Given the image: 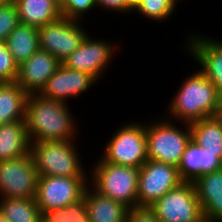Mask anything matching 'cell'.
<instances>
[{
	"instance_id": "obj_1",
	"label": "cell",
	"mask_w": 222,
	"mask_h": 222,
	"mask_svg": "<svg viewBox=\"0 0 222 222\" xmlns=\"http://www.w3.org/2000/svg\"><path fill=\"white\" fill-rule=\"evenodd\" d=\"M71 111L68 103L29 94L25 120L30 142L76 140L79 128Z\"/></svg>"
},
{
	"instance_id": "obj_2",
	"label": "cell",
	"mask_w": 222,
	"mask_h": 222,
	"mask_svg": "<svg viewBox=\"0 0 222 222\" xmlns=\"http://www.w3.org/2000/svg\"><path fill=\"white\" fill-rule=\"evenodd\" d=\"M196 71L182 79L179 90L166 107L167 119L191 124L215 115L219 94L212 82L199 69Z\"/></svg>"
},
{
	"instance_id": "obj_3",
	"label": "cell",
	"mask_w": 222,
	"mask_h": 222,
	"mask_svg": "<svg viewBox=\"0 0 222 222\" xmlns=\"http://www.w3.org/2000/svg\"><path fill=\"white\" fill-rule=\"evenodd\" d=\"M76 143L75 140L32 142L30 155L38 175L89 176Z\"/></svg>"
},
{
	"instance_id": "obj_4",
	"label": "cell",
	"mask_w": 222,
	"mask_h": 222,
	"mask_svg": "<svg viewBox=\"0 0 222 222\" xmlns=\"http://www.w3.org/2000/svg\"><path fill=\"white\" fill-rule=\"evenodd\" d=\"M93 163L88 173L89 185L94 190L128 208L137 206L139 168L105 162L102 158Z\"/></svg>"
},
{
	"instance_id": "obj_5",
	"label": "cell",
	"mask_w": 222,
	"mask_h": 222,
	"mask_svg": "<svg viewBox=\"0 0 222 222\" xmlns=\"http://www.w3.org/2000/svg\"><path fill=\"white\" fill-rule=\"evenodd\" d=\"M161 117V120H146L147 158L177 167L191 140L190 124L180 123L183 125L181 129L175 124L176 121H171L164 115Z\"/></svg>"
},
{
	"instance_id": "obj_6",
	"label": "cell",
	"mask_w": 222,
	"mask_h": 222,
	"mask_svg": "<svg viewBox=\"0 0 222 222\" xmlns=\"http://www.w3.org/2000/svg\"><path fill=\"white\" fill-rule=\"evenodd\" d=\"M106 142L105 162L140 168L147 160L146 120L122 123Z\"/></svg>"
},
{
	"instance_id": "obj_7",
	"label": "cell",
	"mask_w": 222,
	"mask_h": 222,
	"mask_svg": "<svg viewBox=\"0 0 222 222\" xmlns=\"http://www.w3.org/2000/svg\"><path fill=\"white\" fill-rule=\"evenodd\" d=\"M89 176H39L36 203L41 214L68 206L84 196Z\"/></svg>"
},
{
	"instance_id": "obj_8",
	"label": "cell",
	"mask_w": 222,
	"mask_h": 222,
	"mask_svg": "<svg viewBox=\"0 0 222 222\" xmlns=\"http://www.w3.org/2000/svg\"><path fill=\"white\" fill-rule=\"evenodd\" d=\"M150 207L161 222H201L204 219L194 182H182Z\"/></svg>"
},
{
	"instance_id": "obj_9",
	"label": "cell",
	"mask_w": 222,
	"mask_h": 222,
	"mask_svg": "<svg viewBox=\"0 0 222 222\" xmlns=\"http://www.w3.org/2000/svg\"><path fill=\"white\" fill-rule=\"evenodd\" d=\"M82 21L61 17L38 27L40 49L55 56L61 63L69 57L89 33Z\"/></svg>"
},
{
	"instance_id": "obj_10",
	"label": "cell",
	"mask_w": 222,
	"mask_h": 222,
	"mask_svg": "<svg viewBox=\"0 0 222 222\" xmlns=\"http://www.w3.org/2000/svg\"><path fill=\"white\" fill-rule=\"evenodd\" d=\"M119 43L100 37L95 39V36L88 33L80 46L62 64L72 70L87 72L99 81L103 79L105 70L109 69V64L111 65V61L117 55L116 49L119 51L122 47Z\"/></svg>"
},
{
	"instance_id": "obj_11",
	"label": "cell",
	"mask_w": 222,
	"mask_h": 222,
	"mask_svg": "<svg viewBox=\"0 0 222 222\" xmlns=\"http://www.w3.org/2000/svg\"><path fill=\"white\" fill-rule=\"evenodd\" d=\"M182 182L176 166L148 159L139 168L137 206H152Z\"/></svg>"
},
{
	"instance_id": "obj_12",
	"label": "cell",
	"mask_w": 222,
	"mask_h": 222,
	"mask_svg": "<svg viewBox=\"0 0 222 222\" xmlns=\"http://www.w3.org/2000/svg\"><path fill=\"white\" fill-rule=\"evenodd\" d=\"M38 177L30 154L0 162V198H35Z\"/></svg>"
},
{
	"instance_id": "obj_13",
	"label": "cell",
	"mask_w": 222,
	"mask_h": 222,
	"mask_svg": "<svg viewBox=\"0 0 222 222\" xmlns=\"http://www.w3.org/2000/svg\"><path fill=\"white\" fill-rule=\"evenodd\" d=\"M186 43L183 42L185 53L198 63L199 70L215 86L218 94H222V39H213L210 35L188 33Z\"/></svg>"
},
{
	"instance_id": "obj_14",
	"label": "cell",
	"mask_w": 222,
	"mask_h": 222,
	"mask_svg": "<svg viewBox=\"0 0 222 222\" xmlns=\"http://www.w3.org/2000/svg\"><path fill=\"white\" fill-rule=\"evenodd\" d=\"M99 82L91 74L72 70L61 64L38 93L41 96L68 103L71 98L84 95L91 86Z\"/></svg>"
},
{
	"instance_id": "obj_15",
	"label": "cell",
	"mask_w": 222,
	"mask_h": 222,
	"mask_svg": "<svg viewBox=\"0 0 222 222\" xmlns=\"http://www.w3.org/2000/svg\"><path fill=\"white\" fill-rule=\"evenodd\" d=\"M61 64L51 53L39 49L18 66L16 82L28 94L39 93Z\"/></svg>"
},
{
	"instance_id": "obj_16",
	"label": "cell",
	"mask_w": 222,
	"mask_h": 222,
	"mask_svg": "<svg viewBox=\"0 0 222 222\" xmlns=\"http://www.w3.org/2000/svg\"><path fill=\"white\" fill-rule=\"evenodd\" d=\"M177 168L183 182H195L205 174L222 169V153L202 148L191 139Z\"/></svg>"
},
{
	"instance_id": "obj_17",
	"label": "cell",
	"mask_w": 222,
	"mask_h": 222,
	"mask_svg": "<svg viewBox=\"0 0 222 222\" xmlns=\"http://www.w3.org/2000/svg\"><path fill=\"white\" fill-rule=\"evenodd\" d=\"M194 184L203 218L222 222V169L199 177Z\"/></svg>"
},
{
	"instance_id": "obj_18",
	"label": "cell",
	"mask_w": 222,
	"mask_h": 222,
	"mask_svg": "<svg viewBox=\"0 0 222 222\" xmlns=\"http://www.w3.org/2000/svg\"><path fill=\"white\" fill-rule=\"evenodd\" d=\"M90 222H127L128 207L88 185L84 192Z\"/></svg>"
},
{
	"instance_id": "obj_19",
	"label": "cell",
	"mask_w": 222,
	"mask_h": 222,
	"mask_svg": "<svg viewBox=\"0 0 222 222\" xmlns=\"http://www.w3.org/2000/svg\"><path fill=\"white\" fill-rule=\"evenodd\" d=\"M26 120L0 124V162L30 154Z\"/></svg>"
},
{
	"instance_id": "obj_20",
	"label": "cell",
	"mask_w": 222,
	"mask_h": 222,
	"mask_svg": "<svg viewBox=\"0 0 222 222\" xmlns=\"http://www.w3.org/2000/svg\"><path fill=\"white\" fill-rule=\"evenodd\" d=\"M20 24L41 27L62 17L59 0H16Z\"/></svg>"
},
{
	"instance_id": "obj_21",
	"label": "cell",
	"mask_w": 222,
	"mask_h": 222,
	"mask_svg": "<svg viewBox=\"0 0 222 222\" xmlns=\"http://www.w3.org/2000/svg\"><path fill=\"white\" fill-rule=\"evenodd\" d=\"M28 95L17 82L0 83V124L26 118Z\"/></svg>"
},
{
	"instance_id": "obj_22",
	"label": "cell",
	"mask_w": 222,
	"mask_h": 222,
	"mask_svg": "<svg viewBox=\"0 0 222 222\" xmlns=\"http://www.w3.org/2000/svg\"><path fill=\"white\" fill-rule=\"evenodd\" d=\"M5 44L15 63L20 66L40 49L38 28L19 24L10 32Z\"/></svg>"
},
{
	"instance_id": "obj_23",
	"label": "cell",
	"mask_w": 222,
	"mask_h": 222,
	"mask_svg": "<svg viewBox=\"0 0 222 222\" xmlns=\"http://www.w3.org/2000/svg\"><path fill=\"white\" fill-rule=\"evenodd\" d=\"M191 139L200 147L222 153V121L215 116L203 118L190 124Z\"/></svg>"
},
{
	"instance_id": "obj_24",
	"label": "cell",
	"mask_w": 222,
	"mask_h": 222,
	"mask_svg": "<svg viewBox=\"0 0 222 222\" xmlns=\"http://www.w3.org/2000/svg\"><path fill=\"white\" fill-rule=\"evenodd\" d=\"M0 212L9 222H41L35 198H0Z\"/></svg>"
},
{
	"instance_id": "obj_25",
	"label": "cell",
	"mask_w": 222,
	"mask_h": 222,
	"mask_svg": "<svg viewBox=\"0 0 222 222\" xmlns=\"http://www.w3.org/2000/svg\"><path fill=\"white\" fill-rule=\"evenodd\" d=\"M41 222H90L85 196L66 207L43 212Z\"/></svg>"
},
{
	"instance_id": "obj_26",
	"label": "cell",
	"mask_w": 222,
	"mask_h": 222,
	"mask_svg": "<svg viewBox=\"0 0 222 222\" xmlns=\"http://www.w3.org/2000/svg\"><path fill=\"white\" fill-rule=\"evenodd\" d=\"M177 0H142L133 10L135 14H141L144 18L155 22H167V19L176 13ZM137 12V13H136Z\"/></svg>"
},
{
	"instance_id": "obj_27",
	"label": "cell",
	"mask_w": 222,
	"mask_h": 222,
	"mask_svg": "<svg viewBox=\"0 0 222 222\" xmlns=\"http://www.w3.org/2000/svg\"><path fill=\"white\" fill-rule=\"evenodd\" d=\"M62 17L71 20L84 21L87 14L96 10V0H59Z\"/></svg>"
},
{
	"instance_id": "obj_28",
	"label": "cell",
	"mask_w": 222,
	"mask_h": 222,
	"mask_svg": "<svg viewBox=\"0 0 222 222\" xmlns=\"http://www.w3.org/2000/svg\"><path fill=\"white\" fill-rule=\"evenodd\" d=\"M17 76L18 65L7 49L5 42L0 41V83L16 82Z\"/></svg>"
},
{
	"instance_id": "obj_29",
	"label": "cell",
	"mask_w": 222,
	"mask_h": 222,
	"mask_svg": "<svg viewBox=\"0 0 222 222\" xmlns=\"http://www.w3.org/2000/svg\"><path fill=\"white\" fill-rule=\"evenodd\" d=\"M20 24L15 4L0 6V41H6L10 32Z\"/></svg>"
},
{
	"instance_id": "obj_30",
	"label": "cell",
	"mask_w": 222,
	"mask_h": 222,
	"mask_svg": "<svg viewBox=\"0 0 222 222\" xmlns=\"http://www.w3.org/2000/svg\"><path fill=\"white\" fill-rule=\"evenodd\" d=\"M127 222H161L149 206H135L128 209Z\"/></svg>"
},
{
	"instance_id": "obj_31",
	"label": "cell",
	"mask_w": 222,
	"mask_h": 222,
	"mask_svg": "<svg viewBox=\"0 0 222 222\" xmlns=\"http://www.w3.org/2000/svg\"><path fill=\"white\" fill-rule=\"evenodd\" d=\"M97 8L101 11H114L129 14V0H96Z\"/></svg>"
},
{
	"instance_id": "obj_32",
	"label": "cell",
	"mask_w": 222,
	"mask_h": 222,
	"mask_svg": "<svg viewBox=\"0 0 222 222\" xmlns=\"http://www.w3.org/2000/svg\"><path fill=\"white\" fill-rule=\"evenodd\" d=\"M214 116L222 121V94L218 95L217 110Z\"/></svg>"
},
{
	"instance_id": "obj_33",
	"label": "cell",
	"mask_w": 222,
	"mask_h": 222,
	"mask_svg": "<svg viewBox=\"0 0 222 222\" xmlns=\"http://www.w3.org/2000/svg\"><path fill=\"white\" fill-rule=\"evenodd\" d=\"M142 0H129V13H133V10Z\"/></svg>"
},
{
	"instance_id": "obj_34",
	"label": "cell",
	"mask_w": 222,
	"mask_h": 222,
	"mask_svg": "<svg viewBox=\"0 0 222 222\" xmlns=\"http://www.w3.org/2000/svg\"><path fill=\"white\" fill-rule=\"evenodd\" d=\"M16 0H0V6L1 5H11V4H15Z\"/></svg>"
},
{
	"instance_id": "obj_35",
	"label": "cell",
	"mask_w": 222,
	"mask_h": 222,
	"mask_svg": "<svg viewBox=\"0 0 222 222\" xmlns=\"http://www.w3.org/2000/svg\"><path fill=\"white\" fill-rule=\"evenodd\" d=\"M0 222H9L0 212Z\"/></svg>"
},
{
	"instance_id": "obj_36",
	"label": "cell",
	"mask_w": 222,
	"mask_h": 222,
	"mask_svg": "<svg viewBox=\"0 0 222 222\" xmlns=\"http://www.w3.org/2000/svg\"><path fill=\"white\" fill-rule=\"evenodd\" d=\"M201 222H216V221H209V220L203 219Z\"/></svg>"
}]
</instances>
